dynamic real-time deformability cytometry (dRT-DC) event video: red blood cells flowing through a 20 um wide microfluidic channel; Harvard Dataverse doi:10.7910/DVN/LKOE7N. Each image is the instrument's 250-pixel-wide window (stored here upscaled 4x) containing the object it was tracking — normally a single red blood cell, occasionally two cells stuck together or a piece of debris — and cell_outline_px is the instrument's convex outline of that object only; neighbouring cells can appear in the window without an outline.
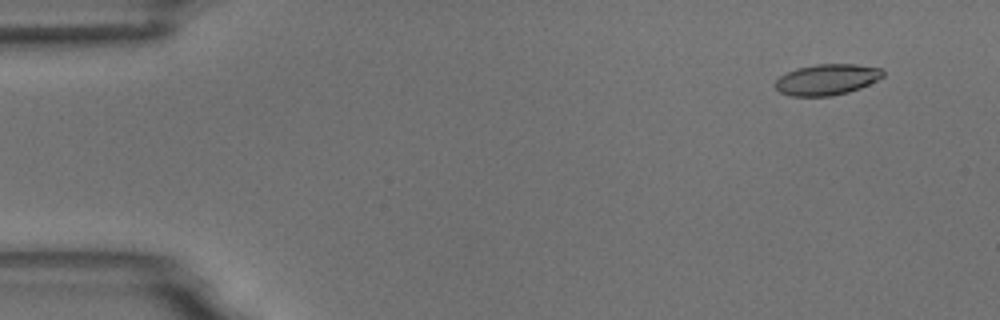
{"species": "common noctule bat (a hibernating species)", "species_latin": "Nyctalus noctula", "temperature_condition": "room temperature", "stored_images_in_passage": 5, "camera_frame_rate_fps": 3000, "um_per_image_px": 0.085, "animal": {"sex": "male", "body_mass_g": 18.8}, "frame": {"image": 1, "passage_image": 2, "time_ms": 1.333, "image_size_px": [1000, 320], "cell_outline_px": [[884, 76], [860, 88], [848, 92], [832, 96], [792, 96], [780, 92], [772, 84], [780, 76], [796, 68], [816, 64], [856, 64], [880, 68], [884, 72]], "centroid_in_image_um": [70.26, 6.76], "position_along_channel_um": 14.7, "area_um2": 19.42}}
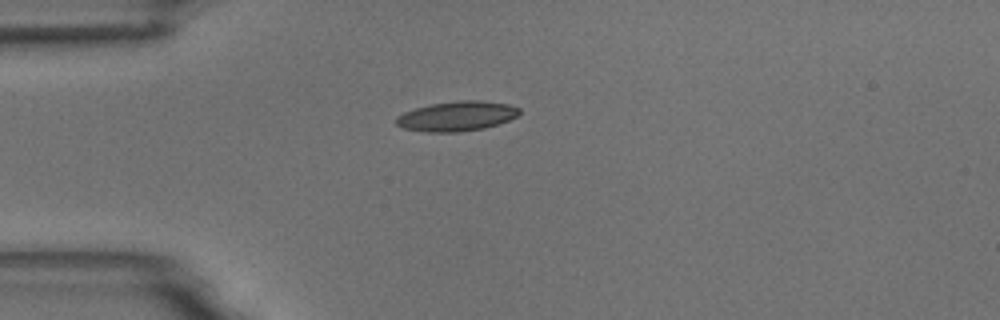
{"frame": {"image": 2, "passage_image": 5, "time_ms": 4.667, "image_size_px": [1000, 320], "cell_outline_px": [[520, 112], [516, 116], [508, 120], [484, 128], [460, 132], [428, 132], [404, 128], [396, 124], [396, 116], [404, 112], [416, 108], [432, 104], [460, 100], [480, 100], [508, 104], [520, 108]], "centroid_in_image_um": [38.82, 9.87], "position_along_channel_um": 46.2, "area_um2": 21.21}}